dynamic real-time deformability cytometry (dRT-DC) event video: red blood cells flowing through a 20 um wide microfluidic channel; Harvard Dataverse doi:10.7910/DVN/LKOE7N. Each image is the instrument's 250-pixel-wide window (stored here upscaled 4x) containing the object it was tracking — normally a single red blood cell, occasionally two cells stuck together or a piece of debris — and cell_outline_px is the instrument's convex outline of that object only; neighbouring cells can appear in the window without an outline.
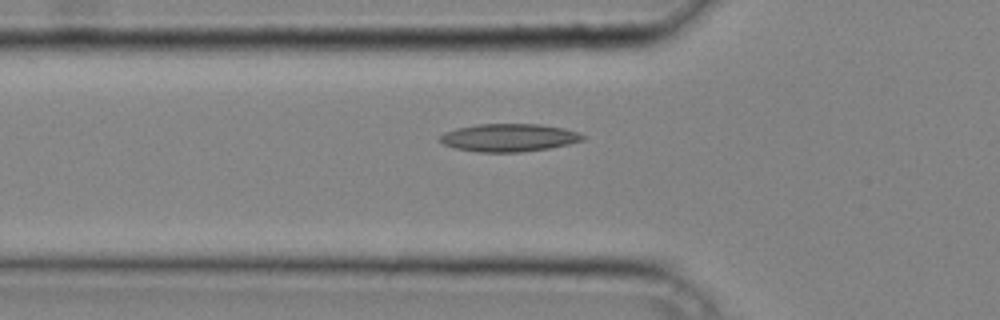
{"species": "common noctule bat (a hibernating species)", "species_latin": "Nyctalus noctula", "temperature_condition": "cold", "stored_images_in_passage": 37, "camera_frame_rate_fps": 3000, "um_per_image_px": 0.085, "animal": {"sex": "male", "body_mass_g": 20.4}, "frame": {"image": 1, "passage_image": 14, "time_ms": 4.333, "image_size_px": [1000, 320], "cell_outline_px": [[584, 140], [568, 144], [548, 148], [520, 152], [480, 152], [456, 148], [444, 144], [440, 140], [440, 136], [444, 132], [456, 128], [480, 124], [540, 124], [564, 128], [580, 132], [584, 136]], "centroid_in_image_um": [43.28, 11.69], "position_along_channel_um": 82.5, "area_um2": 23.06}}
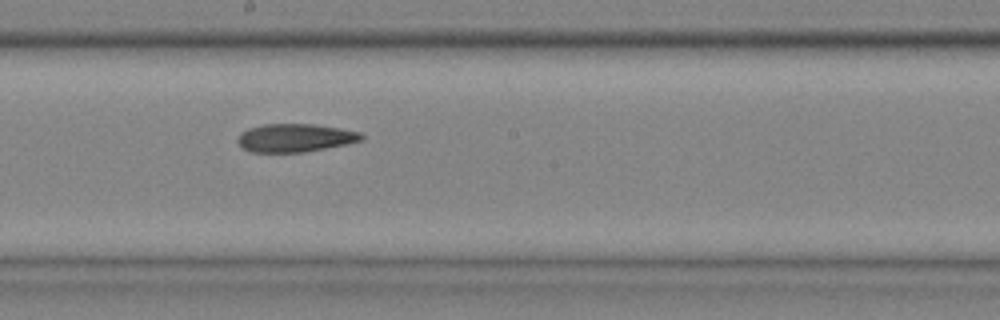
{"frame": {"image": 2, "passage_image": 23, "time_ms": 7.333, "image_size_px": [1000, 320], "cell_outline_px": [[364, 140], [304, 152], [252, 152], [244, 148], [236, 140], [240, 132], [248, 128], [264, 124], [312, 124], [340, 128], [360, 132], [364, 136]], "centroid_in_image_um": [25.07, 11.71], "position_along_channel_um": 223.1, "area_um2": 20.23}}
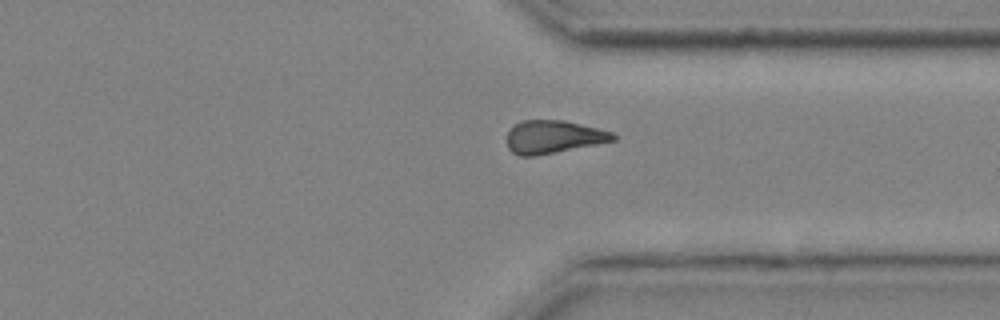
{"frame": {"image": 3, "passage_image": 32, "time_ms": 10.333, "image_size_px": [1000, 320], "cell_outline_px": [[616, 140], [536, 156], [520, 156], [512, 152], [508, 148], [508, 132], [520, 120], [564, 120], [612, 132], [616, 136]], "centroid_in_image_um": [47.02, 11.64], "position_along_channel_um": 364.4, "area_um2": 20.17}}